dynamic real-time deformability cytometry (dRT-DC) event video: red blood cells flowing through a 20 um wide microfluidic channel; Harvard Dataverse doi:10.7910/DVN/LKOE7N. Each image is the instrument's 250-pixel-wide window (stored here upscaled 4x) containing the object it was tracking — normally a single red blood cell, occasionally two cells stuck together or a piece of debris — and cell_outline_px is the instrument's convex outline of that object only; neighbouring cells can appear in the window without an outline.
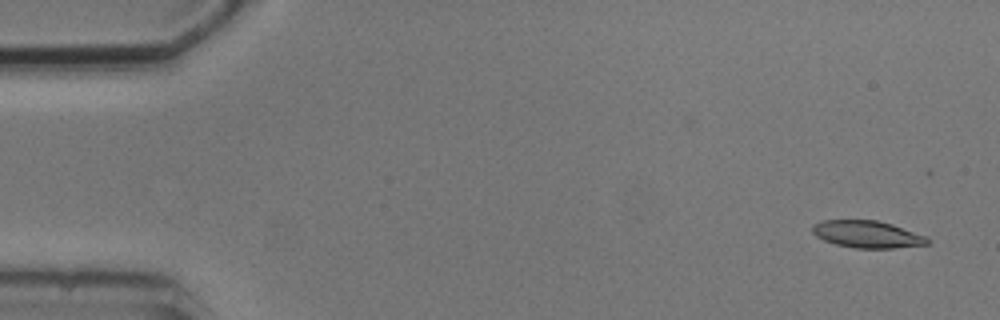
{"species": "common noctule bat (a hibernating species)", "species_latin": "Nyctalus noctula", "temperature_condition": "cold", "stored_images_in_passage": 5, "camera_frame_rate_fps": 3000, "um_per_image_px": 0.085, "animal": {"sex": "male", "body_mass_g": 20.5, "forearm_length_mm": 52.5}, "frame": {"image": 1, "passage_image": 1, "time_ms": 0.0, "image_size_px": [1000, 320], "cell_outline_px": [[932, 240], [928, 244], [892, 248], [856, 248], [836, 244], [824, 240], [816, 236], [812, 232], [812, 224], [820, 220], [876, 220], [892, 224], [928, 236]], "centroid_in_image_um": [73.73, 19.9], "position_along_channel_um": 11.3, "area_um2": 18.32}}
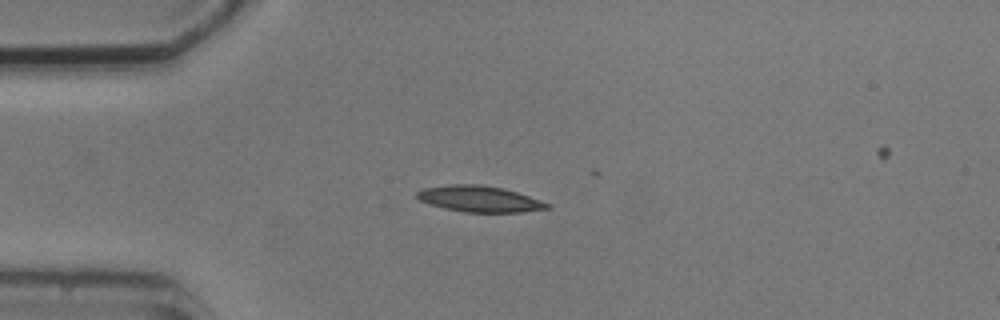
{"frame": {"image": 2, "passage_image": 4, "time_ms": 3.667, "image_size_px": [1000, 320], "cell_outline_px": [[552, 208], [520, 212], [464, 212], [444, 208], [420, 200], [416, 196], [416, 192], [424, 188], [452, 184], [480, 184], [504, 188], [552, 204]], "centroid_in_image_um": [40.79, 16.9], "position_along_channel_um": 44.2, "area_um2": 19.71}}
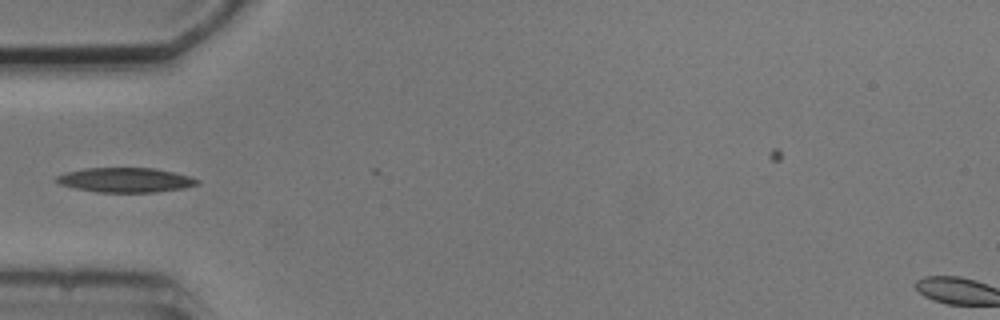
{"frame": {"image": 3, "passage_image": 5, "time_ms": 5.0, "image_size_px": [1000, 320], "cell_outline_px": [[200, 180], [196, 184], [184, 188], [152, 192], [96, 192], [76, 188], [60, 184], [56, 180], [56, 176], [64, 172], [84, 168], [156, 168], [188, 176]], "centroid_in_image_um": [10.62, 15.29], "position_along_channel_um": 74.4, "area_um2": 20.0}}